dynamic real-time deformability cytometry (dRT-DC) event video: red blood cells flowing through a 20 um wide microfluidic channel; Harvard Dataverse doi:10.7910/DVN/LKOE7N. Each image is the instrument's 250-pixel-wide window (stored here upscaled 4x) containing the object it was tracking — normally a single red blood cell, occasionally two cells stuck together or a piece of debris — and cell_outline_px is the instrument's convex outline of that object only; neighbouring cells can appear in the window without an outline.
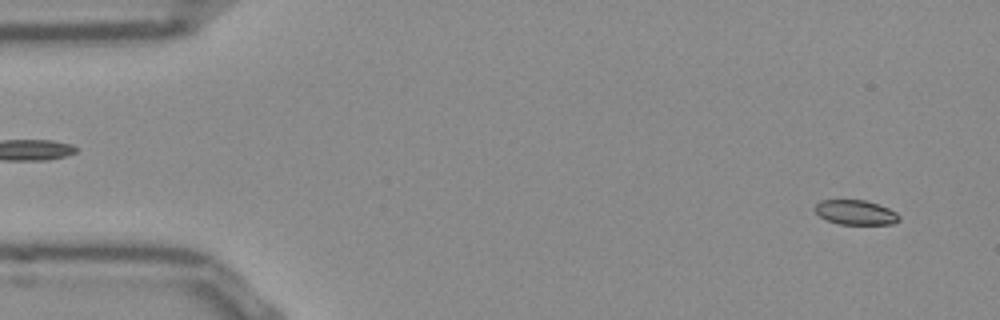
{"species": "Egyptian fruit bat (a non-hibernating species)", "species_latin": "Rousettus aegyptiacus", "temperature_condition": "room temperature", "stored_images_in_passage": 52, "camera_frame_rate_fps": 3000, "um_per_image_px": 0.085, "frame": {"image": 1, "passage_image": 3, "time_ms": 0.667, "image_size_px": [1000, 320], "cell_outline_px": [[900, 220], [892, 224], [840, 224], [828, 220], [820, 216], [812, 208], [820, 200], [864, 200], [888, 208], [896, 212], [900, 216]], "centroid_in_image_um": [72.71, 18.05], "position_along_channel_um": 12.3, "area_um2": 12.02}}
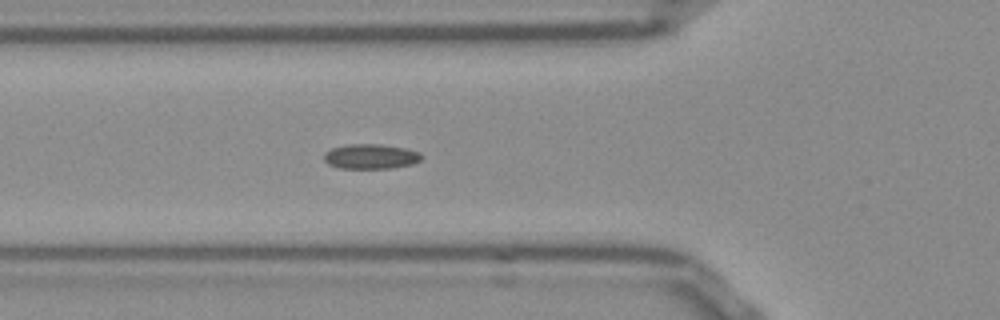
{"frame": {"image": 2, "passage_image": 18, "time_ms": 5.667, "image_size_px": [1000, 320], "cell_outline_px": [[424, 156], [420, 160], [412, 164], [392, 168], [340, 168], [328, 164], [324, 160], [324, 152], [332, 148], [348, 144], [380, 144], [404, 148], [420, 152]], "centroid_in_image_um": [31.51, 13.3], "position_along_channel_um": 94.3, "area_um2": 14.16}}
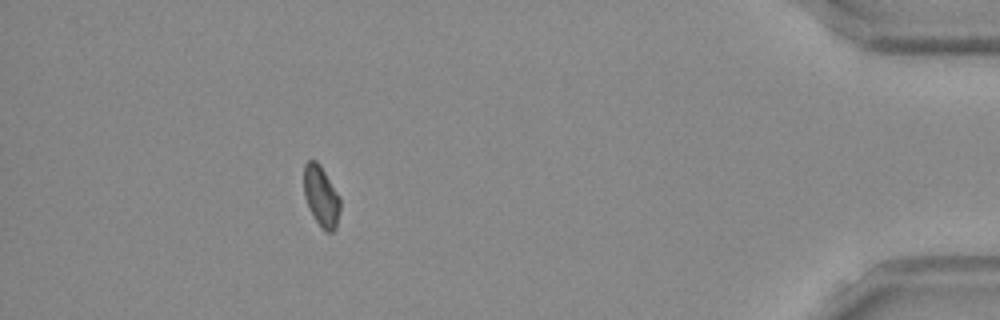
{"frame": {"image": 3, "passage_image": 47, "time_ms": 15.333, "image_size_px": [1000, 320], "cell_outline_px": [[340, 208], [336, 228], [332, 232], [324, 232], [308, 208], [304, 196], [304, 164], [308, 160], [316, 160], [320, 164], [340, 196]], "centroid_in_image_um": [27.3, 16.68], "position_along_channel_um": 407.9, "area_um2": 13.01}}